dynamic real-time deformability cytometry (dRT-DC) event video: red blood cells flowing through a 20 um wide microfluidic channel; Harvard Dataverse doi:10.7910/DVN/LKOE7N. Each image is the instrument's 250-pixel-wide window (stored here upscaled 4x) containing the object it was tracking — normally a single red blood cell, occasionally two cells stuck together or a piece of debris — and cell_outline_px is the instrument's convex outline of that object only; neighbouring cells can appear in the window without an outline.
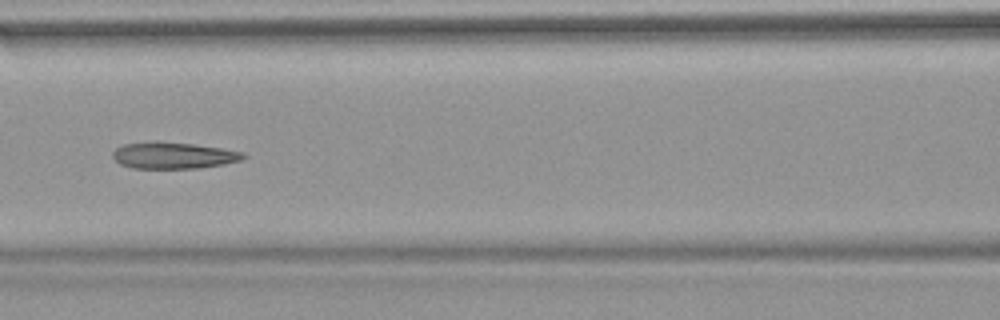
{"species": "common noctule bat (a hibernating species)", "species_latin": "Nyctalus noctula", "temperature_condition": "warm", "stored_images_in_passage": 42, "camera_frame_rate_fps": 3000, "um_per_image_px": 0.085, "animal": {"sex": "female", "body_mass_g": 18.4}, "frame": {"image": 1, "passage_image": 13, "time_ms": 4.0, "image_size_px": [1000, 320], "cell_outline_px": [[248, 156], [240, 160], [224, 164], [200, 168], [132, 168], [120, 164], [112, 156], [112, 152], [116, 148], [124, 144], [156, 140], [192, 144], [220, 148], [244, 152]], "centroid_in_image_um": [14.72, 13.2], "position_along_channel_um": 151.9, "area_um2": 20.29}, "authors_computed_cell_mechanics": {"area_um2": 20.9236, "velocity_mm_per_s": 3.8155, "shape_relaxation_time_tau1_ms": null, "shape_relaxation_time_tau2_ms": 3.0273, "deformation_change_tau1": null, "deformation_change_tau2": 0.1142}}